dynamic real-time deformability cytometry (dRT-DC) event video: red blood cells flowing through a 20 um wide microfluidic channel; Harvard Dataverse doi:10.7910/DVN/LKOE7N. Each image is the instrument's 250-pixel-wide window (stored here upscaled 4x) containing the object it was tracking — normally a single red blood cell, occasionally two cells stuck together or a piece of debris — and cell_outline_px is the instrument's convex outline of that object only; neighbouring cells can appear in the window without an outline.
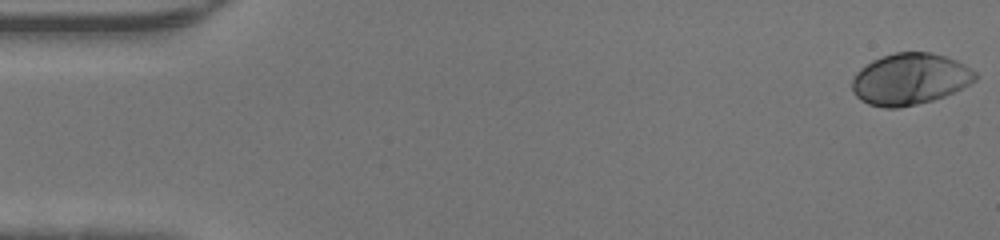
{"species": "human", "species_latin": "Homo sapiens", "temperature_condition": "warm", "stored_images_in_passage": 46, "camera_frame_rate_fps": 3000, "um_per_image_px": 0.085, "donor": {"sex": "male"}, "frame": {"image": 1, "passage_image": 1, "time_ms": 0.0, "image_size_px": [1000, 240], "cell_outline_px": [[980, 76], [976, 80], [944, 96], [932, 100], [916, 104], [896, 108], [884, 108], [868, 104], [860, 100], [852, 92], [852, 80], [856, 72], [860, 68], [872, 60], [896, 52], [928, 52], [944, 56], [956, 60], [964, 64], [976, 72]], "centroid_in_image_um": [77.32, 6.72], "position_along_channel_um": 7.7, "area_um2": 36.88}}
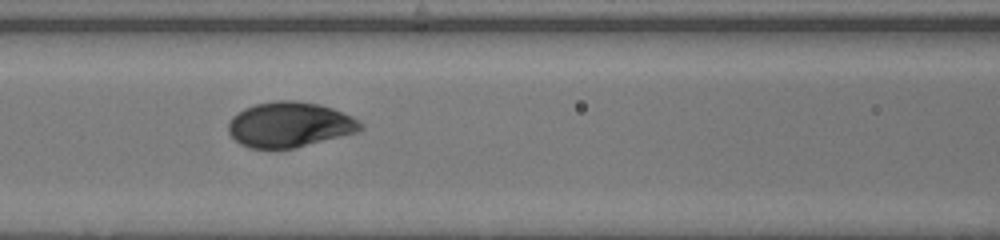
{"frame": {"image": 2, "passage_image": 20, "time_ms": 6.333, "image_size_px": [1000, 240], "cell_outline_px": [[364, 128], [356, 132], [292, 148], [248, 148], [240, 144], [228, 132], [228, 124], [232, 116], [236, 112], [244, 108], [256, 104], [276, 100], [296, 100], [320, 104], [332, 108], [352, 116], [360, 120], [364, 124]], "centroid_in_image_um": [24.61, 10.57], "position_along_channel_um": 142.0, "area_um2": 34.8}}
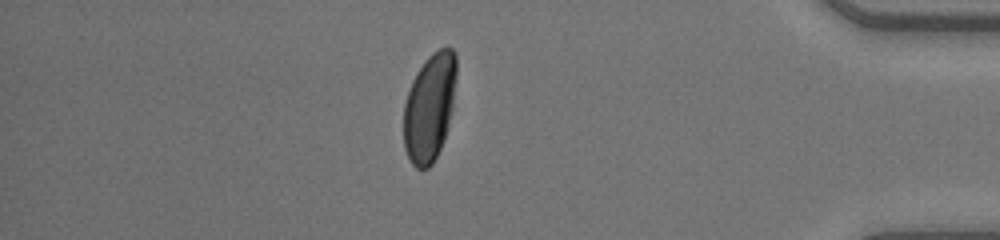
{"frame": {"image": 3, "passage_image": 40, "time_ms": 13.0, "image_size_px": [1000, 240], "cell_outline_px": [[456, 76], [452, 108], [448, 128], [444, 140], [432, 164], [428, 168], [416, 168], [412, 164], [404, 148], [404, 104], [412, 80], [424, 60], [432, 52], [440, 48], [452, 48], [456, 52]], "centroid_in_image_um": [36.52, 9.1], "position_along_channel_um": 398.7, "area_um2": 33.18}}